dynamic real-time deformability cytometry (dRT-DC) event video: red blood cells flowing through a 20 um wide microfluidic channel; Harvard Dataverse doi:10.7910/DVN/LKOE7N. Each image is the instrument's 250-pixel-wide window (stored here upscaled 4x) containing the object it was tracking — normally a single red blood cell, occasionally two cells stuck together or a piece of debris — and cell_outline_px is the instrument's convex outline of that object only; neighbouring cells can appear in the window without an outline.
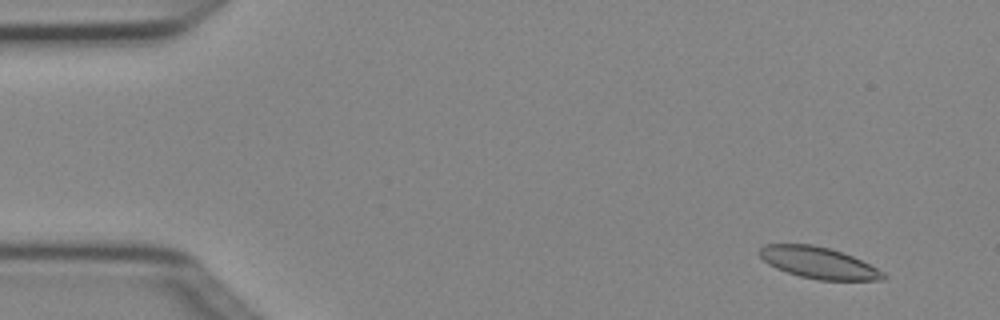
{"species": "Egyptian fruit bat (a non-hibernating species)", "species_latin": "Rousettus aegyptiacus", "temperature_condition": "cold", "stored_images_in_passage": 5, "camera_frame_rate_fps": 3000, "um_per_image_px": 0.085, "animal": {"sex": "female"}, "frame": {"image": 1, "passage_image": 2, "time_ms": 0.333, "image_size_px": [1000, 320], "cell_outline_px": [[888, 276], [884, 280], [816, 280], [800, 276], [776, 268], [768, 264], [760, 256], [760, 248], [764, 244], [812, 244], [828, 248], [852, 256], [884, 272]], "centroid_in_image_um": [69.58, 22.34], "position_along_channel_um": 15.4, "area_um2": 22.48}}
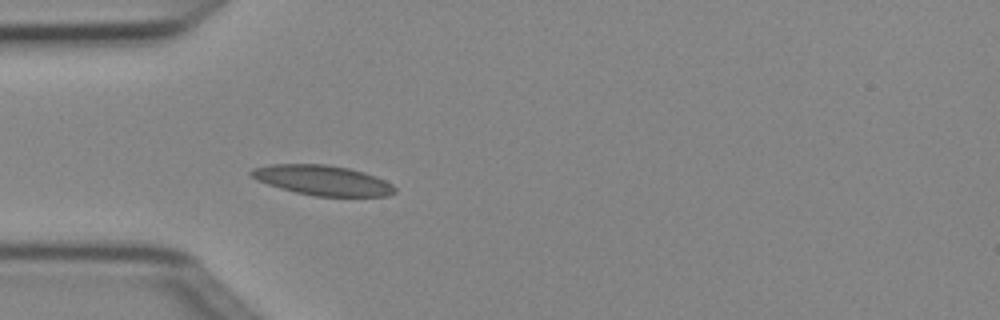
{"frame": {"image": 2, "passage_image": 5, "time_ms": 1.333, "image_size_px": [1000, 320], "cell_outline_px": [[396, 192], [388, 196], [316, 196], [296, 192], [280, 188], [256, 180], [248, 172], [252, 168], [272, 164], [328, 164], [348, 168], [364, 172], [376, 176], [392, 184], [396, 188]], "centroid_in_image_um": [27.42, 15.32], "position_along_channel_um": 57.6, "area_um2": 25.09}}